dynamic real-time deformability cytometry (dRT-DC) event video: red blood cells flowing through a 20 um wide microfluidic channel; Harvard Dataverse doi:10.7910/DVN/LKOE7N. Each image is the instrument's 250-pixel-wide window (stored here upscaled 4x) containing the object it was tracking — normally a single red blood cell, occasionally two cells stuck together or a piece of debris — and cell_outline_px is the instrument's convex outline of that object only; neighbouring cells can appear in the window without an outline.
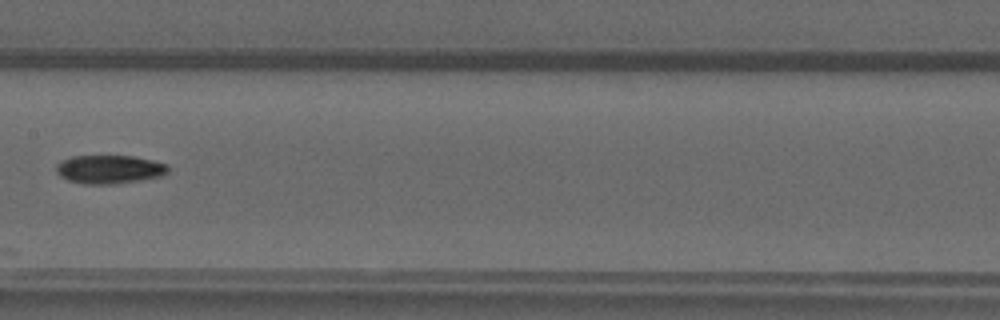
{"species": "common noctule bat (a hibernating species)", "species_latin": "Nyctalus noctula", "temperature_condition": "warm", "stored_images_in_passage": 7, "camera_frame_rate_fps": 3000, "um_per_image_px": 0.085, "animal": {"sex": "male", "forearm_length_mm": 52.5}, "frame": {"image": 1, "passage_image": 7, "time_ms": 7.667, "image_size_px": [1000, 320], "cell_outline_px": [[168, 172], [164, 176], [140, 180], [112, 184], [84, 184], [68, 180], [60, 176], [56, 172], [56, 164], [72, 156], [132, 156], [152, 160], [168, 164]], "centroid_in_image_um": [9.31, 14.4], "position_along_channel_um": 198.1, "area_um2": 18.61}}